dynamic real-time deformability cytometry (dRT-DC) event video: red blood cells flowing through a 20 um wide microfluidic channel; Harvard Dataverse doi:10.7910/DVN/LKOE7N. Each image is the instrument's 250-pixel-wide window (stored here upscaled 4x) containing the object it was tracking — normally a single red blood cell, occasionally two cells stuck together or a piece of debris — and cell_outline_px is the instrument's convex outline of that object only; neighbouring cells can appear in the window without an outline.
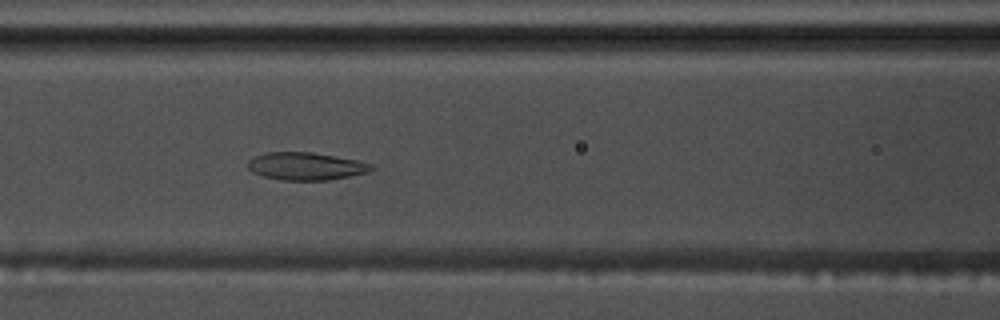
{"species": "common noctule bat (a hibernating species)", "species_latin": "Nyctalus noctula", "temperature_condition": "warm", "stored_images_in_passage": 50, "camera_frame_rate_fps": 3000, "um_per_image_px": 0.085, "animal": {"sex": "male", "body_mass_g": 17.5, "forearm_length_mm": 52.3}, "frame": {"image": 1, "passage_image": 17, "time_ms": 5.333, "image_size_px": [1000, 320], "cell_outline_px": [[376, 168], [368, 172], [328, 180], [280, 180], [264, 176], [252, 172], [248, 168], [248, 160], [256, 156], [268, 152], [312, 152], [360, 160], [372, 164]], "centroid_in_image_um": [26.03, 14.12], "position_along_channel_um": 140.6, "area_um2": 19.94}}
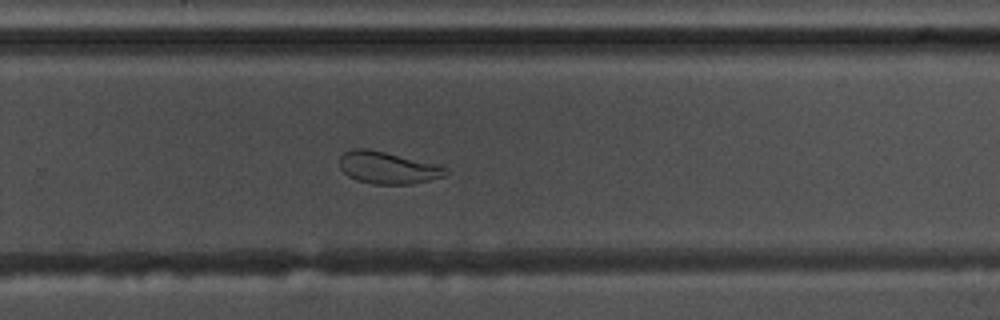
{"frame": {"image": 2, "passage_image": 30, "time_ms": 9.667, "image_size_px": [1000, 320], "cell_outline_px": [[448, 172], [444, 176], [412, 184], [372, 184], [356, 180], [348, 176], [340, 168], [340, 156], [344, 152], [352, 148], [368, 148], [448, 168]], "centroid_in_image_um": [32.89, 14.26], "position_along_channel_um": 296.9, "area_um2": 19.54}}
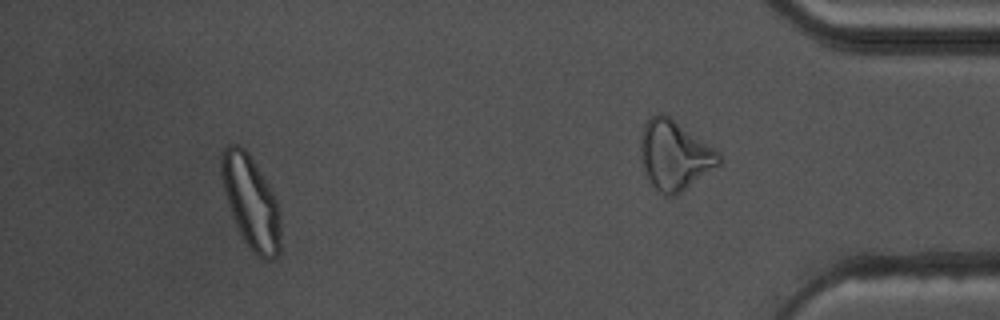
{"frame": {"image": 3, "passage_image": 45, "time_ms": 14.667, "image_size_px": [1000, 320], "cell_outline_px": [[280, 252], [272, 260], [264, 260], [256, 256], [248, 248], [232, 216], [224, 192], [220, 172], [220, 156], [224, 148], [228, 144], [240, 144], [248, 152], [268, 184], [276, 200], [280, 212]], "centroid_in_image_um": [21.32, 17.18], "position_along_channel_um": 413.9, "area_um2": 32.19}, "authors_computed_cell_mechanics": {"area_um2": 23.3512, "velocity_mm_per_s": 3.6186, "shape_relaxation_time_tau1_ms": null, "shape_relaxation_time_tau2_ms": 2.2659, "deformation_change_tau1": null, "deformation_change_tau2": 0.075}}